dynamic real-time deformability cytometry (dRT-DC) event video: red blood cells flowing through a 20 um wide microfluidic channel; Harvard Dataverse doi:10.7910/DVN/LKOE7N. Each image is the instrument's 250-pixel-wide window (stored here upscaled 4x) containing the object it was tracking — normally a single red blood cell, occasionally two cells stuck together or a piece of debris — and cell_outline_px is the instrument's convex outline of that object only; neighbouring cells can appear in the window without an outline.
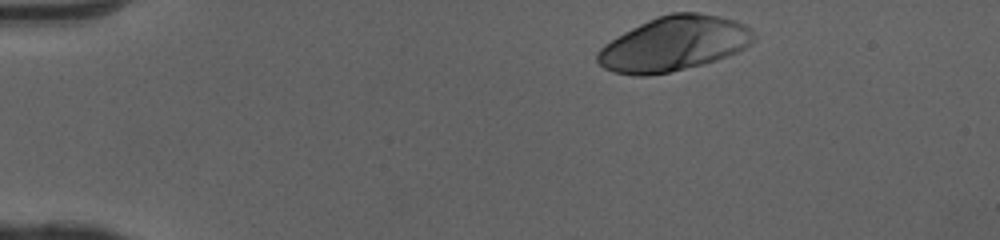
{"species": "human", "species_latin": "Homo sapiens", "temperature_condition": "cold", "stored_images_in_passage": 35, "camera_frame_rate_fps": 3000, "um_per_image_px": 0.085, "donor": {"sex": "female"}, "frame": {"image": 1, "passage_image": 1, "time_ms": 0.0, "image_size_px": [1000, 240], "cell_outline_px": [[756, 36], [744, 48], [736, 52], [716, 60], [704, 64], [668, 72], [648, 76], [632, 76], [612, 72], [604, 68], [596, 60], [596, 52], [604, 44], [624, 32], [656, 16], [672, 12], [696, 12], [720, 16], [744, 24]], "centroid_in_image_um": [57.23, 3.73], "position_along_channel_um": 27.8, "area_um2": 49.59}}
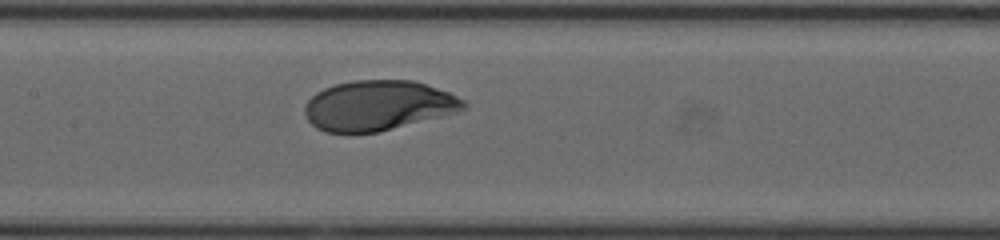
{"frame": {"image": 2, "passage_image": 18, "time_ms": 5.667, "image_size_px": [1000, 240], "cell_outline_px": [[468, 104], [464, 108], [456, 112], [376, 132], [324, 132], [316, 128], [308, 120], [304, 112], [304, 108], [308, 100], [316, 92], [324, 88], [336, 84], [352, 80], [416, 80], [448, 92], [464, 100]], "centroid_in_image_um": [32.11, 8.95], "position_along_channel_um": 175.3, "area_um2": 45.95}}
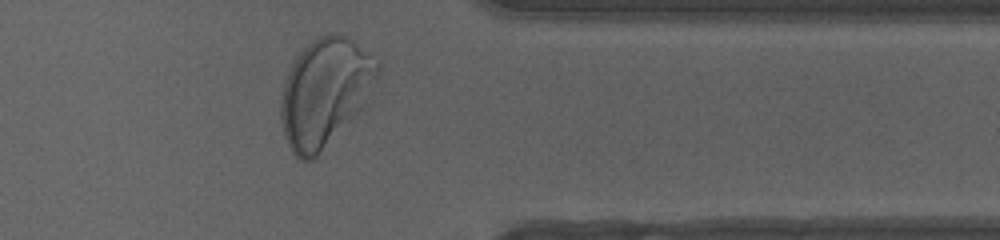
{"frame": {"image": 3, "passage_image": 34, "time_ms": 11.0, "image_size_px": [1000, 240], "cell_outline_px": [[380, 68], [368, 104], [312, 160], [300, 160], [292, 152], [284, 136], [280, 116], [280, 100], [284, 80], [288, 68], [296, 56], [312, 40], [328, 32], [332, 32], [344, 36], [352, 40], [380, 64]], "centroid_in_image_um": [27.61, 7.85], "position_along_channel_um": 383.8, "area_um2": 61.09}, "authors_computed_cell_mechanics": {"area_um2": 47.107, "velocity_mm_per_s": 4.0293, "shape_relaxation_time_tau1_ms": 2.3769, "shape_relaxation_time_tau2_ms": null, "deformation_change_tau1": 0.1642, "deformation_change_tau2": null}}